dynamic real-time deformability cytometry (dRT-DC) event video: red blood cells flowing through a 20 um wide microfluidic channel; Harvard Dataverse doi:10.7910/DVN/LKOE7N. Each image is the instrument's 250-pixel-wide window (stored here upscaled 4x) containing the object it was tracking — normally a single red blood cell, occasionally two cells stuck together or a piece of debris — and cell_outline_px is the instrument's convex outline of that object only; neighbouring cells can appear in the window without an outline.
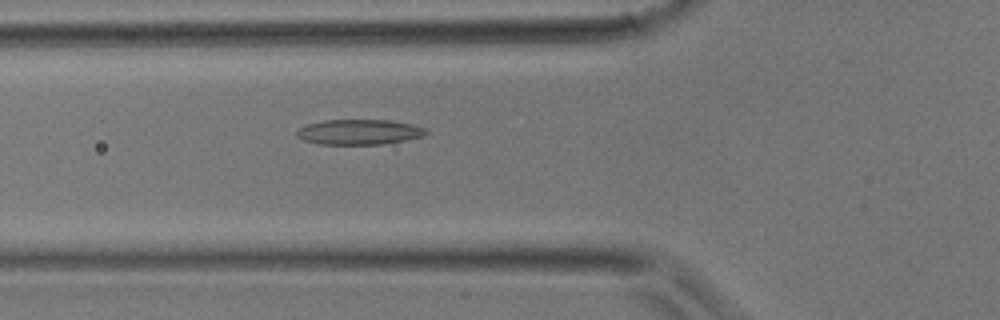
{"species": "common noctule bat (a hibernating species)", "species_latin": "Nyctalus noctula", "temperature_condition": "room temperature", "stored_images_in_passage": 39, "camera_frame_rate_fps": 3000, "um_per_image_px": 0.085, "animal": {"sex": "male", "body_mass_g": 17.9}, "frame": {"image": 1, "passage_image": 14, "time_ms": 4.333, "image_size_px": [1000, 320], "cell_outline_px": [[428, 132], [424, 136], [404, 140], [380, 144], [320, 144], [304, 140], [296, 136], [296, 132], [304, 124], [324, 120], [388, 120], [412, 124], [424, 128]], "centroid_in_image_um": [30.49, 11.21], "position_along_channel_um": 95.3, "area_um2": 18.9}}
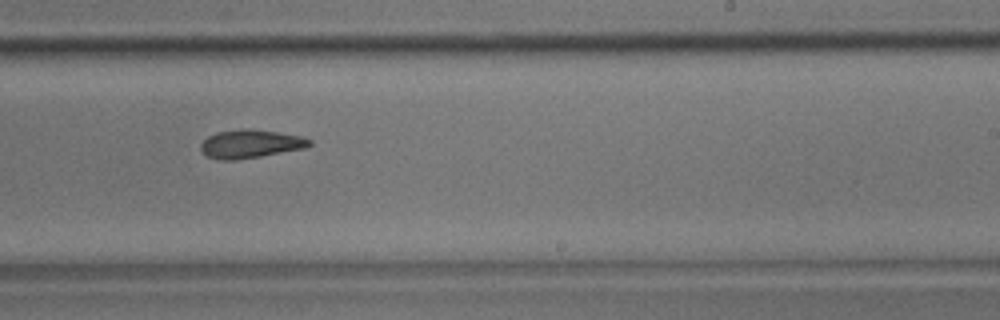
{"frame": {"image": 2, "passage_image": 24, "time_ms": 7.667, "image_size_px": [1000, 320], "cell_outline_px": [[312, 144], [304, 148], [260, 156], [236, 160], [216, 160], [208, 156], [200, 148], [200, 144], [208, 136], [216, 132], [248, 128], [276, 132], [300, 136], [312, 140]], "centroid_in_image_um": [21.26, 12.23], "position_along_channel_um": 267.7, "area_um2": 17.8}}
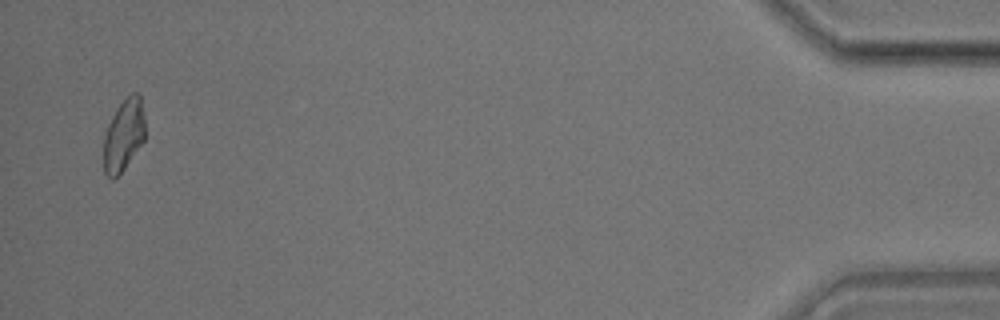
{"frame": {"image": 3, "passage_image": 38, "time_ms": 12.333, "image_size_px": [1000, 320], "cell_outline_px": [[144, 140], [124, 168], [112, 180], [104, 172], [104, 136], [108, 124], [116, 108], [132, 92], [136, 92], [140, 96], [144, 116]], "centroid_in_image_um": [10.51, 11.47], "position_along_channel_um": 424.7, "area_um2": 17.05}}